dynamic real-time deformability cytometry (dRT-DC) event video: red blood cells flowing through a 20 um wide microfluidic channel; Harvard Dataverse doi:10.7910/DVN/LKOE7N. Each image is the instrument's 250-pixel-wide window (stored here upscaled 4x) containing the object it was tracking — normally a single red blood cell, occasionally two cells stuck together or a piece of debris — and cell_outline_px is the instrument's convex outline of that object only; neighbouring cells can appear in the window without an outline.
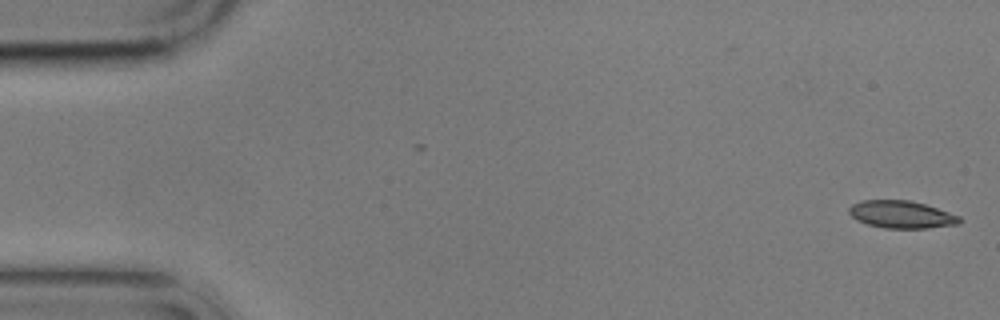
{"species": "common noctule bat (a hibernating species)", "species_latin": "Nyctalus noctula", "temperature_condition": "cold", "stored_images_in_passage": 2, "camera_frame_rate_fps": 3000, "um_per_image_px": 0.085, "animal": {"sex": "male", "body_mass_g": 17.9}, "frame": {"image": 1, "passage_image": 2, "time_ms": 1.333, "image_size_px": [1000, 320], "cell_outline_px": [[964, 220], [960, 224], [928, 228], [884, 228], [868, 224], [856, 220], [848, 212], [848, 208], [852, 204], [860, 200], [908, 200], [924, 204], [960, 216]], "centroid_in_image_um": [76.62, 18.23], "position_along_channel_um": 8.4, "area_um2": 17.74}}